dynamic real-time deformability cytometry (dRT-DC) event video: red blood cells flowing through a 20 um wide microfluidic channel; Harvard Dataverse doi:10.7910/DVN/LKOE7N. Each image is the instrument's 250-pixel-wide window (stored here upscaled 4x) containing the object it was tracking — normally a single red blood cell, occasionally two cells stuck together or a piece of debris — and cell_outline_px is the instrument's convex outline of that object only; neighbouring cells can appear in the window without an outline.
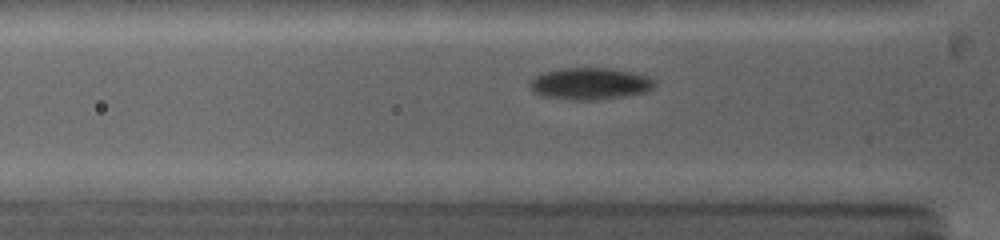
{"species": "common noctule bat (a hibernating species)", "species_latin": "Nyctalus noctula", "temperature_condition": "warm", "stored_images_in_passage": 38, "camera_frame_rate_fps": 5000, "um_per_image_px": 0.085, "animal": {"sex": "female", "body_mass_g": 19.0, "forearm_length_mm": 53.3}, "frame": {"image": 1, "passage_image": 11, "time_ms": 2.4, "image_size_px": [1000, 240], "cell_outline_px": [[656, 88], [648, 92], [596, 100], [568, 100], [540, 96], [528, 88], [528, 84], [536, 76], [544, 72], [560, 68], [612, 68], [632, 72], [648, 76], [656, 80]], "centroid_in_image_um": [50.16, 7.12], "position_along_channel_um": 75.6, "area_um2": 23.58}}
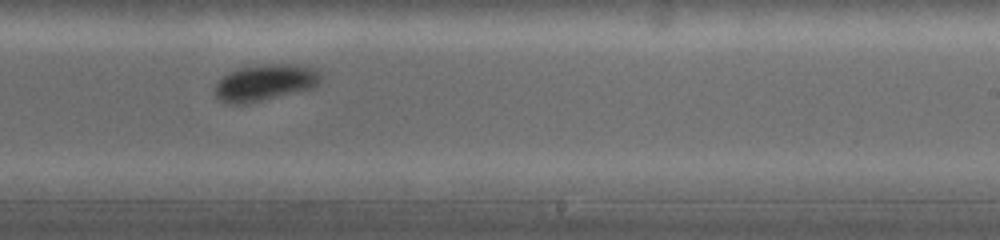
{"frame": {"image": 2, "passage_image": 27, "time_ms": 7.0, "image_size_px": [1000, 240], "cell_outline_px": [[320, 80], [312, 88], [244, 104], [224, 104], [216, 96], [212, 88], [224, 76], [240, 68], [260, 64], [304, 64], [320, 72]], "centroid_in_image_um": [22.5, 7.01], "position_along_channel_um": 266.5, "area_um2": 22.31}}
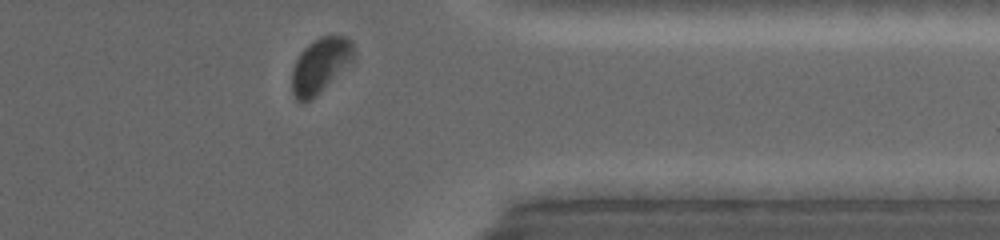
{"frame": {"image": 3, "passage_image": 36, "time_ms": 10.0, "image_size_px": [1000, 240], "cell_outline_px": [[356, 52], [352, 60], [316, 96], [308, 100], [296, 100], [292, 92], [292, 68], [300, 52], [312, 40], [320, 36], [344, 36], [352, 40], [356, 48]], "centroid_in_image_um": [27.23, 5.51], "position_along_channel_um": 384.2, "area_um2": 19.65}, "authors_computed_cell_mechanics": {"area_um2": 22.7154, "velocity_mm_per_s": 4.1596, "shape_relaxation_time_tau1_ms": 10.5152, "shape_relaxation_time_tau2_ms": null, "deformation_change_tau1": 0.2945, "deformation_change_tau2": null}}